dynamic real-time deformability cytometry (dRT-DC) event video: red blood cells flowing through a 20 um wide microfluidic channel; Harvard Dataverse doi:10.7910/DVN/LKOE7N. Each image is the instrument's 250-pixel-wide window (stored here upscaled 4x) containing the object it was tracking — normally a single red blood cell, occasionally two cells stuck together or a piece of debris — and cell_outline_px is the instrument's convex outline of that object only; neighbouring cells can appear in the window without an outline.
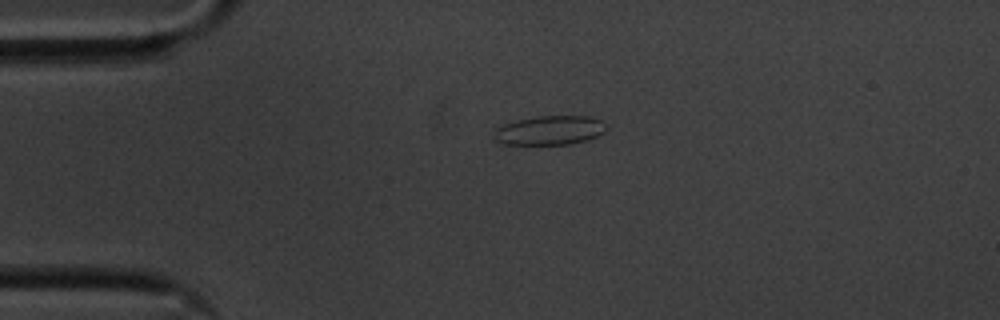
{"species": "common noctule bat (a hibernating species)", "species_latin": "Nyctalus noctula", "temperature_condition": "cold", "stored_images_in_passage": 36, "camera_frame_rate_fps": 3000, "um_per_image_px": 0.085, "animal": {"sex": "male", "body_mass_g": 20.1, "forearm_length_mm": 53.5}, "frame": {"image": 1, "passage_image": 1, "time_ms": 0.0, "image_size_px": [1000, 320], "cell_outline_px": [[608, 128], [604, 132], [596, 136], [572, 144], [500, 144], [496, 140], [496, 128], [504, 124], [516, 120], [536, 116], [588, 116], [600, 120]], "centroid_in_image_um": [46.73, 11.07], "position_along_channel_um": 38.3, "area_um2": 18.9}}
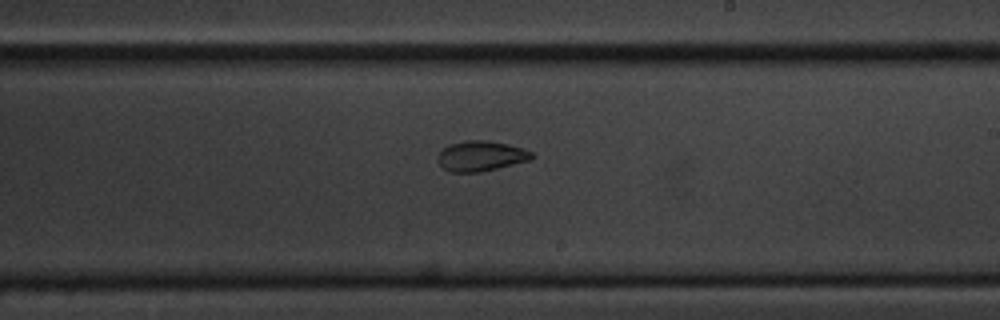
{"frame": {"image": 2, "passage_image": 21, "time_ms": 6.667, "image_size_px": [1000, 320], "cell_outline_px": [[536, 156], [532, 160], [480, 172], [452, 172], [444, 168], [436, 160], [436, 156], [448, 144], [464, 140], [488, 140], [508, 144], [524, 148], [532, 152]], "centroid_in_image_um": [40.9, 13.25], "position_along_channel_um": 248.1, "area_um2": 16.82}}
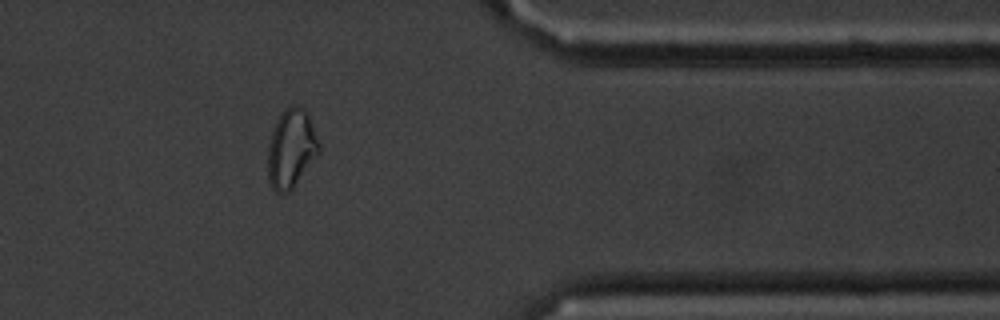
{"frame": {"image": 3, "passage_image": 34, "time_ms": 11.0, "image_size_px": [1000, 320], "cell_outline_px": [[320, 152], [292, 188], [288, 192], [276, 192], [272, 188], [268, 180], [268, 144], [276, 120], [284, 108], [292, 104], [296, 104], [304, 108], [308, 112], [320, 144]], "centroid_in_image_um": [24.76, 12.58], "position_along_channel_um": 386.6, "area_um2": 23.58}, "authors_computed_cell_mechanics": {"area_um2": 17.1377, "velocity_mm_per_s": 3.5757, "shape_relaxation_time_tau1_ms": 5.13, "shape_relaxation_time_tau2_ms": 1.3227, "deformation_change_tau1": 0.1252, "deformation_change_tau2": 0.0613}}